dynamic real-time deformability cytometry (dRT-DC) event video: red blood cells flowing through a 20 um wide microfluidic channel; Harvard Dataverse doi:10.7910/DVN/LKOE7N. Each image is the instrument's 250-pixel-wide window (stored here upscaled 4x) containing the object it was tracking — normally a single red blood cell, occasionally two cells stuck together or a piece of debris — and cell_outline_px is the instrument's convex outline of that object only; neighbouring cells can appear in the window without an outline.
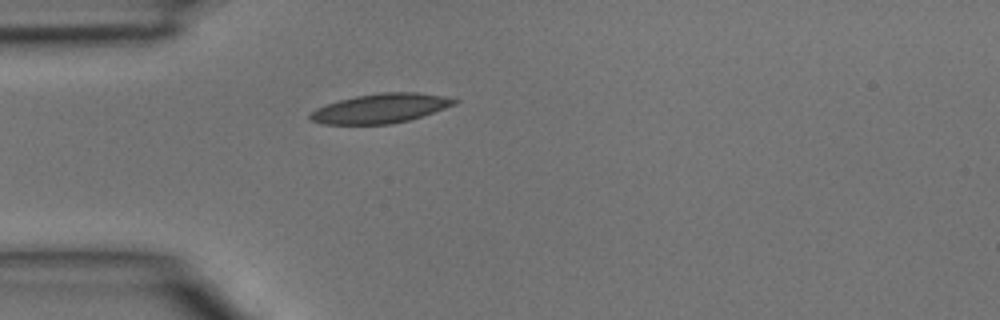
{"species": "common noctule bat (a hibernating species)", "species_latin": "Nyctalus noctula", "temperature_condition": "room temperature", "stored_images_in_passage": 4, "camera_frame_rate_fps": 3000, "um_per_image_px": 0.085, "animal": {"sex": "male", "body_mass_g": 15.6}, "frame": {"image": 1, "passage_image": 4, "time_ms": 1.0, "image_size_px": [1000, 320], "cell_outline_px": [[460, 100], [456, 104], [408, 120], [388, 124], [324, 124], [312, 120], [308, 116], [316, 108], [340, 100], [356, 96], [380, 92], [416, 92], [440, 96]], "centroid_in_image_um": [32.33, 9.21], "position_along_channel_um": 52.7, "area_um2": 24.22}}